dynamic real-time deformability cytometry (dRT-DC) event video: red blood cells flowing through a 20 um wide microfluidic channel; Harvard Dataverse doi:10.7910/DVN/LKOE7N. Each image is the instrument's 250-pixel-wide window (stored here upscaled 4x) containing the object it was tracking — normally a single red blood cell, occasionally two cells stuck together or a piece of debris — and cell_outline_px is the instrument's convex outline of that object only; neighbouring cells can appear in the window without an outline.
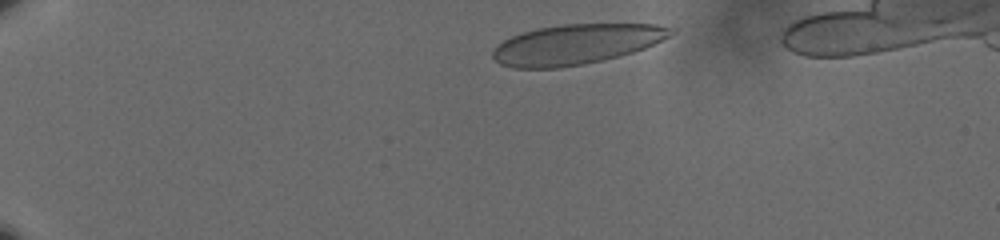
{"species": "human", "species_latin": "Homo sapiens", "temperature_condition": "cold", "stored_images_in_passage": 45, "camera_frame_rate_fps": 3000, "um_per_image_px": 0.085, "donor": {"sex": "male"}, "frame": {"image": 1, "passage_image": 4, "time_ms": 1.0, "image_size_px": [1000, 240], "cell_outline_px": [[676, 32], [644, 48], [632, 52], [584, 64], [560, 68], [512, 68], [500, 64], [492, 56], [492, 52], [496, 44], [512, 36], [536, 28], [564, 24], [656, 24], [676, 28]], "centroid_in_image_um": [48.94, 3.76], "position_along_channel_um": 36.1, "area_um2": 41.38}}
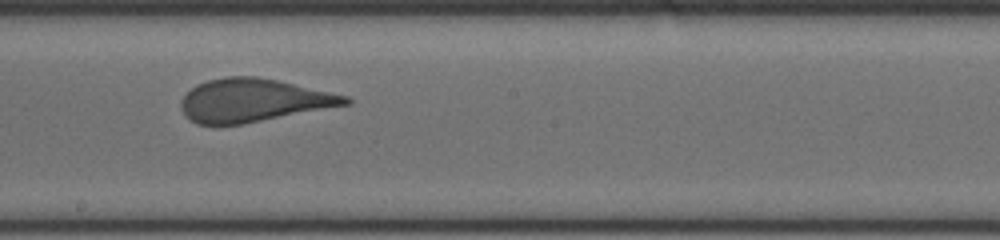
{"frame": {"image": 2, "passage_image": 27, "time_ms": 8.667, "image_size_px": [1000, 240], "cell_outline_px": [[352, 104], [244, 124], [196, 124], [180, 108], [180, 100], [196, 84], [208, 80], [228, 76], [256, 76], [276, 80], [348, 96], [352, 100]], "centroid_in_image_um": [21.55, 8.53], "position_along_channel_um": 226.6, "area_um2": 41.1}}
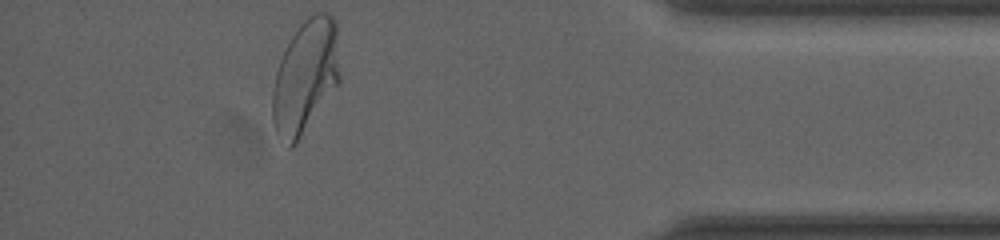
{"frame": {"image": 3, "passage_image": 45, "time_ms": 14.667, "image_size_px": [1000, 240], "cell_outline_px": [[340, 80], [296, 144], [292, 148], [288, 148], [276, 132], [272, 120], [272, 92], [276, 72], [280, 60], [292, 36], [300, 24], [308, 16], [316, 12], [328, 12], [336, 20], [340, 76]], "centroid_in_image_um": [25.96, 6.5], "position_along_channel_um": 409.2, "area_um2": 44.39}, "authors_computed_cell_mechanics": {"area_um2": 42.3096, "velocity_mm_per_s": 3.5721, "shape_relaxation_time_tau1_ms": 7.2811, "shape_relaxation_time_tau2_ms": null, "deformation_change_tau1": 0.2119, "deformation_change_tau2": null}}